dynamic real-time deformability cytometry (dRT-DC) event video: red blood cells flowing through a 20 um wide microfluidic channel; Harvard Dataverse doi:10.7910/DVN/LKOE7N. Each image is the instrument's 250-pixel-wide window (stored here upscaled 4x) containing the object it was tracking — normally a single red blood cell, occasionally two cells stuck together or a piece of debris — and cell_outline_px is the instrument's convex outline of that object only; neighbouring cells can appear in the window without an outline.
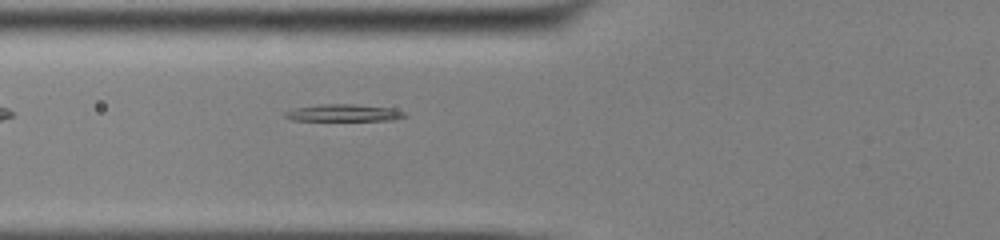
{"species": "common noctule bat (a hibernating species)", "species_latin": "Nyctalus noctula", "temperature_condition": "cold", "stored_images_in_passage": 36, "camera_frame_rate_fps": 3000, "um_per_image_px": 0.085, "animal": {"sex": "male", "body_mass_g": 13.0, "forearm_length_mm": 53.1}, "frame": {"image": 1, "passage_image": 3, "time_ms": 0.667, "image_size_px": [1000, 240], "cell_outline_px": [[408, 116], [392, 120], [292, 120], [284, 116], [284, 112], [292, 108], [320, 104], [356, 104], [392, 108], [404, 112]], "centroid_in_image_um": [29.19, 9.58], "position_along_channel_um": 96.6, "area_um2": 11.91}}
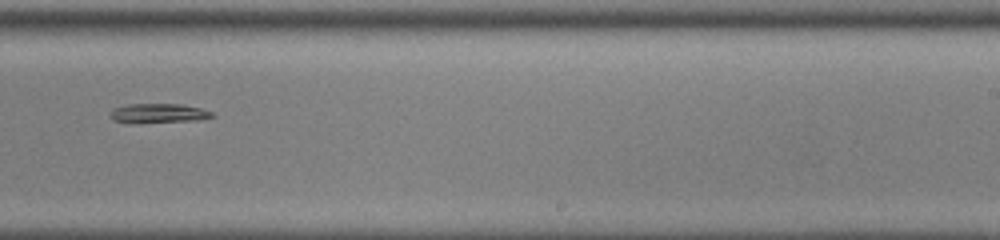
{"frame": {"image": 2, "passage_image": 17, "time_ms": 5.333, "image_size_px": [1000, 240], "cell_outline_px": [[212, 116], [196, 120], [112, 120], [112, 112], [116, 108], [128, 104], [180, 104], [200, 108], [212, 112]], "centroid_in_image_um": [13.54, 9.56], "position_along_channel_um": 275.5, "area_um2": 10.17}}
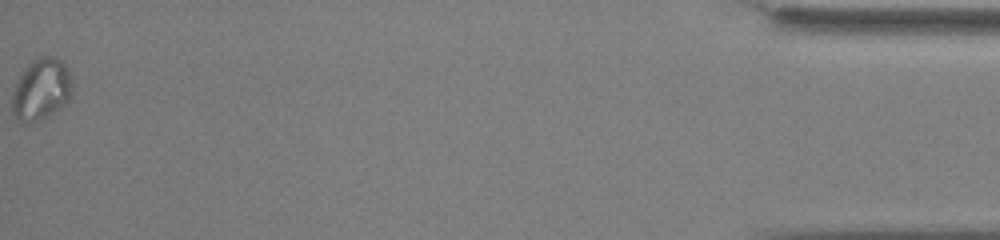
{"frame": {"image": 3, "passage_image": 36, "time_ms": 11.667, "image_size_px": [1000, 240], "cell_outline_px": [[72, 92], [68, 100], [60, 108], [40, 120], [28, 124], [24, 124], [16, 120], [12, 116], [12, 92], [24, 68], [32, 60], [40, 56], [52, 56], [60, 60], [68, 68], [72, 80]], "centroid_in_image_um": [3.49, 7.62], "position_along_channel_um": 431.7, "area_um2": 21.85}}